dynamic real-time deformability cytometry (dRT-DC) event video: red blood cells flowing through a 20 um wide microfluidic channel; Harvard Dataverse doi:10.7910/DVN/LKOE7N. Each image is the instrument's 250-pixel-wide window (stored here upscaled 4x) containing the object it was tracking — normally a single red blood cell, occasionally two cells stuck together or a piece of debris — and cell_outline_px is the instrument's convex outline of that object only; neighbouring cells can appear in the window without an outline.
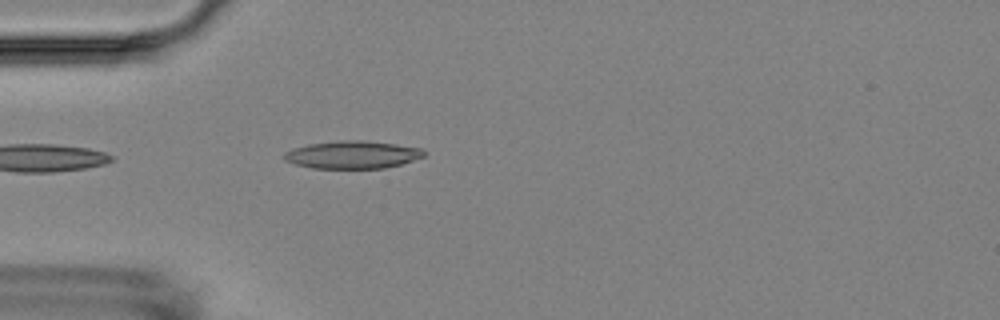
{"species": "Egyptian fruit bat (a non-hibernating species)", "species_latin": "Rousettus aegyptiacus", "temperature_condition": "room temperature", "stored_images_in_passage": 5, "camera_frame_rate_fps": 3000, "um_per_image_px": 0.085, "animal": {"sex": "female"}, "frame": {"image": 1, "passage_image": 5, "time_ms": 5.0, "image_size_px": [1000, 320], "cell_outline_px": [[424, 156], [400, 164], [384, 168], [312, 168], [296, 164], [284, 160], [284, 152], [292, 148], [308, 144], [340, 140], [360, 140], [396, 144], [424, 148]], "centroid_in_image_um": [29.94, 13.14], "position_along_channel_um": 55.1, "area_um2": 22.48}}